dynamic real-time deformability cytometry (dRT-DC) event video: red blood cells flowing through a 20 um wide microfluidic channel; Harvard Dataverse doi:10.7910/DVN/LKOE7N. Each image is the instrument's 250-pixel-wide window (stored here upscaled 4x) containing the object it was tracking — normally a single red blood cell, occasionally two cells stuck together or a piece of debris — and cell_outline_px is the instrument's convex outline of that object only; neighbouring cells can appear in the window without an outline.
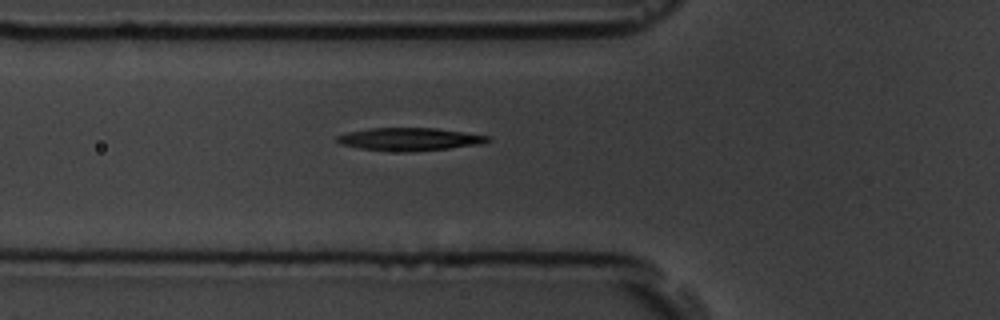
{"species": "common noctule bat (a hibernating species)", "species_latin": "Nyctalus noctula", "temperature_condition": "room temperature", "stored_images_in_passage": 8, "camera_frame_rate_fps": 3000, "um_per_image_px": 0.085, "animal": {"sex": "male", "body_mass_g": 19.5, "forearm_length_mm": 54.6}, "frame": {"image": 1, "passage_image": 8, "time_ms": 8.0, "image_size_px": [1000, 320], "cell_outline_px": [[492, 140], [480, 144], [448, 148], [412, 152], [388, 152], [360, 148], [340, 144], [336, 140], [336, 136], [348, 132], [368, 128], [436, 128], [492, 136]], "centroid_in_image_um": [34.81, 11.84], "position_along_channel_um": 91.0, "area_um2": 20.29}}